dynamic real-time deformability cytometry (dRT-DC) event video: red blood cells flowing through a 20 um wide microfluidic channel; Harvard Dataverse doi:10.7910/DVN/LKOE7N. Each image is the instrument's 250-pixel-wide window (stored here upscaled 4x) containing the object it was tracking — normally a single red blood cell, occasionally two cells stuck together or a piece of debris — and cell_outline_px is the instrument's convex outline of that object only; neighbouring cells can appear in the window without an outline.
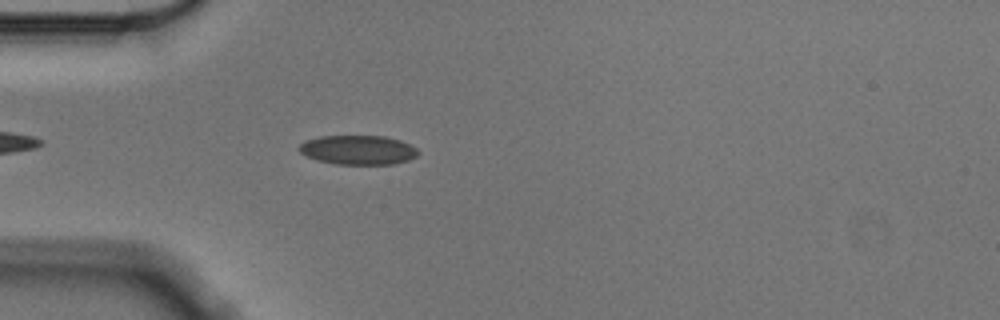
{"species": "Egyptian fruit bat (a non-hibernating species)", "species_latin": "Rousettus aegyptiacus", "temperature_condition": "cold", "stored_images_in_passage": 24, "camera_frame_rate_fps": 3000, "um_per_image_px": 0.085, "animal": {"sex": "male"}, "frame": {"image": 1, "passage_image": 6, "time_ms": 1.667, "image_size_px": [1000, 320], "cell_outline_px": [[420, 152], [416, 156], [408, 160], [392, 164], [336, 164], [316, 160], [300, 152], [296, 148], [304, 140], [320, 136], [384, 136], [400, 140], [416, 148]], "centroid_in_image_um": [30.4, 12.74], "position_along_channel_um": 54.6, "area_um2": 20.35}}
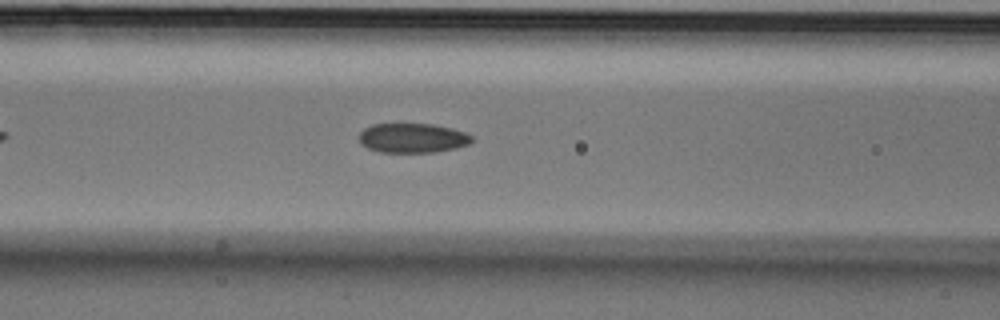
{"frame": {"image": 2, "passage_image": 13, "time_ms": 4.0, "image_size_px": [1000, 320], "cell_outline_px": [[472, 140], [468, 144], [456, 148], [436, 152], [380, 152], [368, 148], [360, 144], [360, 132], [364, 128], [372, 124], [432, 124], [452, 128], [464, 132], [472, 136]], "centroid_in_image_um": [35.05, 11.73], "position_along_channel_um": 131.5, "area_um2": 19.36}}
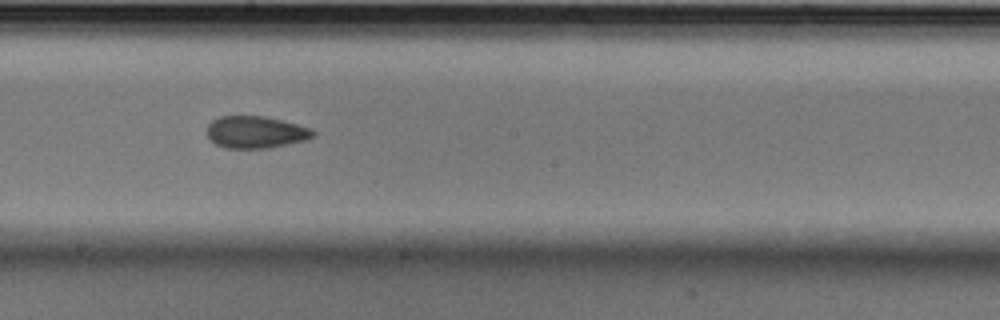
{"frame": {"image": 3, "passage_image": 21, "time_ms": 6.667, "image_size_px": [1000, 320], "cell_outline_px": [[316, 132], [312, 136], [304, 140], [288, 144], [268, 148], [224, 148], [216, 144], [208, 136], [208, 124], [212, 120], [220, 116], [264, 116], [312, 128]], "centroid_in_image_um": [21.72, 11.23], "position_along_channel_um": 226.5, "area_um2": 19.65}}